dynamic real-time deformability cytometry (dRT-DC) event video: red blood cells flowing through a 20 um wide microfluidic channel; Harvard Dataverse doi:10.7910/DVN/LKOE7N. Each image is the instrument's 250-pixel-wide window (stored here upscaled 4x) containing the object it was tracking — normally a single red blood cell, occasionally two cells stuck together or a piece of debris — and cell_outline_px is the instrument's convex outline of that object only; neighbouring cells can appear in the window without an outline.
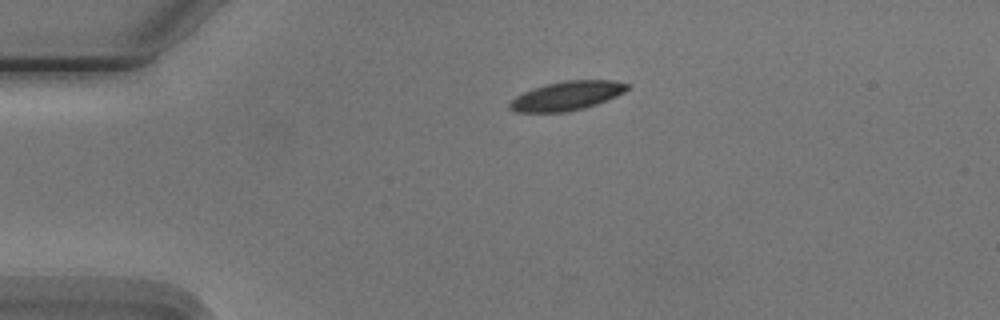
{"species": "Egyptian fruit bat (a non-hibernating species)", "species_latin": "Rousettus aegyptiacus", "temperature_condition": "cold", "stored_images_in_passage": 2, "camera_frame_rate_fps": 3000, "um_per_image_px": 0.085, "animal": {"sex": "male"}, "frame": {"image": 1, "passage_image": 1, "time_ms": 0.0, "image_size_px": [1000, 320], "cell_outline_px": [[628, 88], [624, 92], [616, 96], [596, 104], [584, 108], [568, 112], [516, 112], [508, 108], [508, 104], [516, 96], [532, 88], [544, 84], [564, 80], [612, 80], [628, 84]], "centroid_in_image_um": [48.15, 8.14], "position_along_channel_um": 36.9, "area_um2": 19.88}}